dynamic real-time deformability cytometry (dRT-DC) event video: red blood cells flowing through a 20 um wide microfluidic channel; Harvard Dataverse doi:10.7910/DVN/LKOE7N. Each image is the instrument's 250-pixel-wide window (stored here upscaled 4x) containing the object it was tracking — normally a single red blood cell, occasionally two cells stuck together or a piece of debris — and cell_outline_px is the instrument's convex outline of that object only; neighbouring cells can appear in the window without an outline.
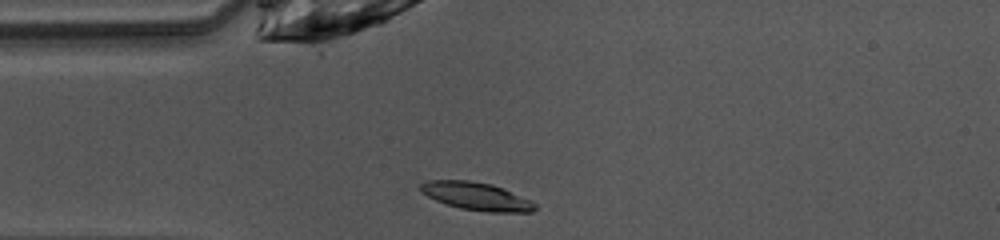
{"species": "common noctule bat (a hibernating species)", "species_latin": "Nyctalus noctula", "temperature_condition": "warm", "stored_images_in_passage": 38, "camera_frame_rate_fps": 3000, "um_per_image_px": 0.085, "animal": {"sex": "female", "body_mass_g": 10.0, "forearm_length_mm": 53.1}, "frame": {"image": 1, "passage_image": 1, "time_ms": 0.0, "image_size_px": [1000, 240], "cell_outline_px": [[536, 208], [532, 212], [488, 212], [460, 208], [436, 200], [420, 192], [420, 184], [428, 180], [468, 180], [492, 184], [504, 188], [536, 204]], "centroid_in_image_um": [40.48, 16.67], "position_along_channel_um": 44.5, "area_um2": 18.44}}
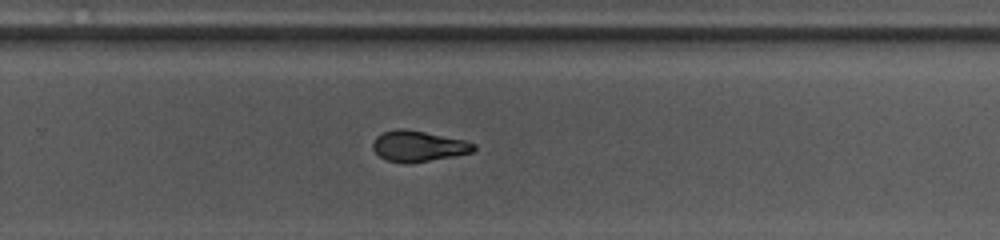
{"frame": {"image": 2, "passage_image": 20, "time_ms": 6.333, "image_size_px": [1000, 240], "cell_outline_px": [[476, 148], [472, 152], [456, 156], [408, 164], [404, 164], [384, 160], [372, 148], [372, 144], [376, 136], [384, 132], [396, 128], [404, 128], [464, 140], [476, 144]], "centroid_in_image_um": [35.54, 12.44], "position_along_channel_um": 294.3, "area_um2": 18.26}}
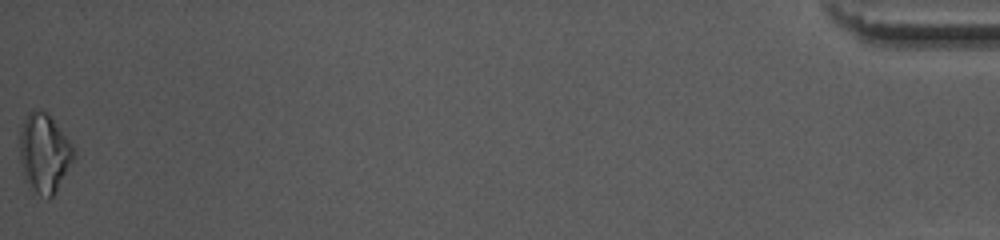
{"frame": {"image": 3, "passage_image": 38, "time_ms": 12.333, "image_size_px": [1000, 240], "cell_outline_px": [[76, 156], [56, 192], [52, 196], [40, 196], [28, 188], [24, 180], [20, 160], [20, 132], [24, 120], [28, 112], [32, 108], [40, 108], [48, 112], [72, 144], [76, 152]], "centroid_in_image_um": [3.76, 13.0], "position_along_channel_um": 431.4, "area_um2": 25.37}, "authors_computed_cell_mechanics": {"area_um2": 18.4382, "velocity_mm_per_s": 4.0677, "shape_relaxation_time_tau1_ms": 4.2298, "shape_relaxation_time_tau2_ms": 4.3497, "deformation_change_tau1": 0.1661, "deformation_change_tau2": 0.0962}}